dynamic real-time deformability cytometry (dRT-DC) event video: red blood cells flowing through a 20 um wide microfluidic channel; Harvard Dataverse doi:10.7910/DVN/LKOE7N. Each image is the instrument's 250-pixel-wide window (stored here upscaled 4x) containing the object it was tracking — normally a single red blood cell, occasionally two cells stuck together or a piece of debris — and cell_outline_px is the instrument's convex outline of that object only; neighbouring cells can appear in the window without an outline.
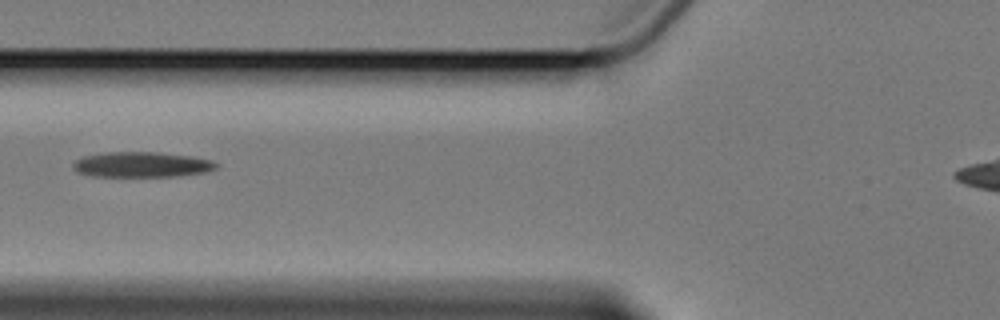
{"species": "Egyptian fruit bat (a non-hibernating species)", "species_latin": "Rousettus aegyptiacus", "temperature_condition": "cold", "stored_images_in_passage": 6, "camera_frame_rate_fps": 3000, "um_per_image_px": 0.085, "animal": {"sex": "female"}, "frame": {"image": 1, "passage_image": 3, "time_ms": 2.333, "image_size_px": [1000, 320], "cell_outline_px": [[220, 164], [216, 168], [204, 172], [180, 176], [88, 176], [76, 172], [72, 168], [72, 164], [76, 160], [84, 156], [108, 152], [160, 152], [192, 156], [212, 160]], "centroid_in_image_um": [12.04, 13.99], "position_along_channel_um": 113.8, "area_um2": 21.27}}
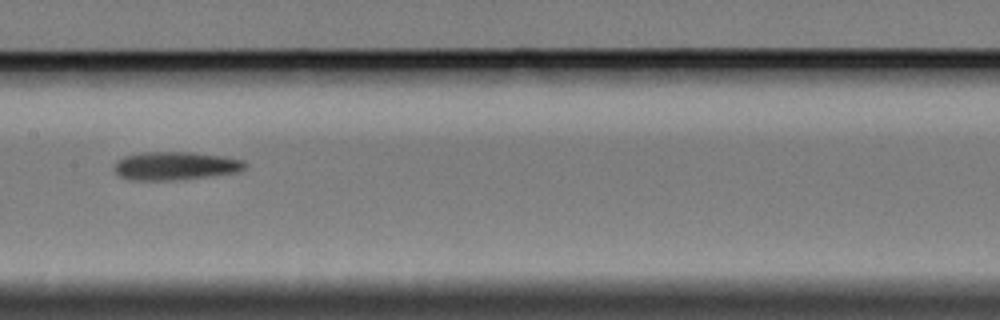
{"frame": {"image": 2, "passage_image": 5, "time_ms": 4.667, "image_size_px": [1000, 320], "cell_outline_px": [[248, 164], [244, 168], [236, 172], [208, 176], [176, 180], [128, 180], [120, 176], [112, 168], [116, 160], [124, 156], [140, 152], [192, 152], [224, 156], [244, 160]], "centroid_in_image_um": [14.86, 14.09], "position_along_channel_um": 192.5, "area_um2": 21.73}}
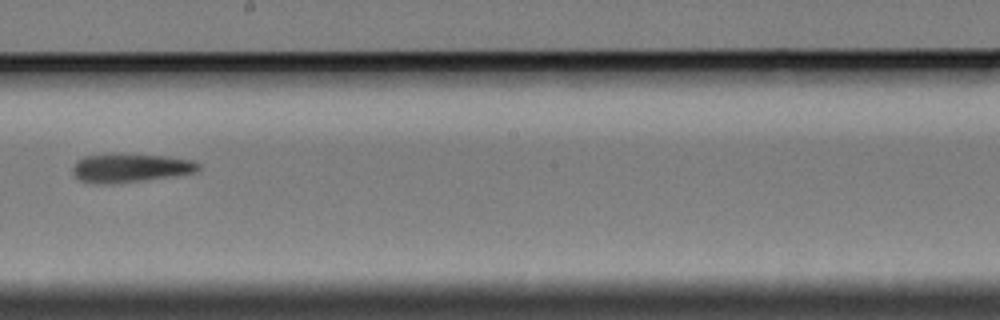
{"frame": {"image": 3, "passage_image": 6, "time_ms": 6.0, "image_size_px": [1000, 320], "cell_outline_px": [[200, 168], [196, 172], [176, 176], [120, 184], [96, 184], [80, 180], [72, 172], [72, 168], [76, 160], [84, 156], [164, 156], [192, 160], [200, 164]], "centroid_in_image_um": [11.1, 14.33], "position_along_channel_um": 237.1, "area_um2": 20.63}}